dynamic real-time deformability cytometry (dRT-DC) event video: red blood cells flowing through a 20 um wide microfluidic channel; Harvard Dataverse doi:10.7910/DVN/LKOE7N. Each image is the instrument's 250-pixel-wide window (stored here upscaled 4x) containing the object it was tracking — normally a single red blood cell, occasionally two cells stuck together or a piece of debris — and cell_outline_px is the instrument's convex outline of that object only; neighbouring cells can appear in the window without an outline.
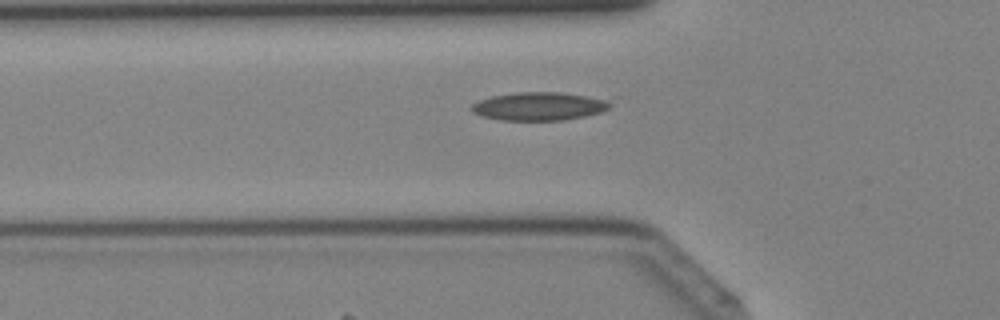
{"species": "Egyptian fruit bat (a non-hibernating species)", "species_latin": "Rousettus aegyptiacus", "temperature_condition": "cold", "stored_images_in_passage": 38, "camera_frame_rate_fps": 3000, "um_per_image_px": 0.085, "animal": {"sex": "female"}, "frame": {"image": 1, "passage_image": 11, "time_ms": 3.333, "image_size_px": [1000, 320], "cell_outline_px": [[616, 96], [612, 104], [608, 108], [600, 112], [584, 116], [564, 120], [500, 120], [480, 116], [472, 112], [468, 108], [472, 104], [480, 100], [492, 96], [516, 92], [564, 92]], "centroid_in_image_um": [45.99, 9.0], "position_along_channel_um": 79.8, "area_um2": 23.87}}
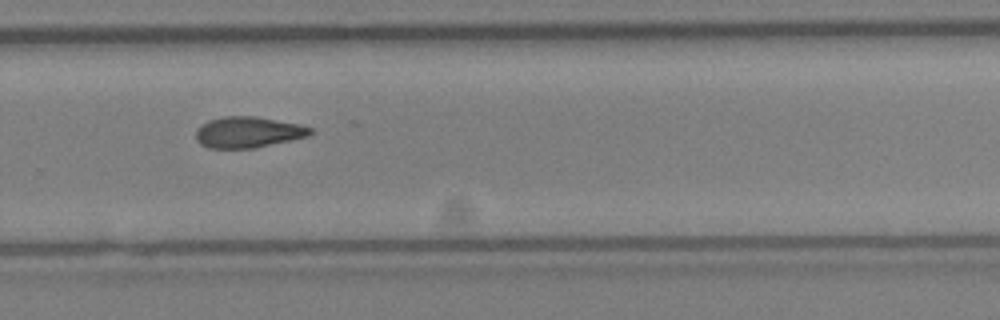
{"frame": {"image": 2, "passage_image": 25, "time_ms": 8.0, "image_size_px": [1000, 320], "cell_outline_px": [[312, 132], [308, 136], [252, 148], [208, 148], [200, 144], [196, 140], [196, 132], [200, 124], [208, 120], [224, 116], [256, 116], [300, 124], [312, 128]], "centroid_in_image_um": [21.05, 11.22], "position_along_channel_um": 308.8, "area_um2": 20.63}}
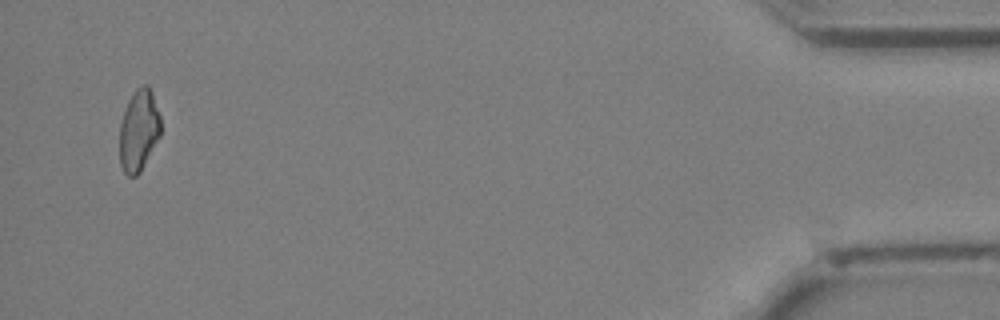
{"frame": {"image": 3, "passage_image": 37, "time_ms": 12.0, "image_size_px": [1000, 320], "cell_outline_px": [[160, 136], [140, 172], [136, 176], [128, 176], [124, 172], [120, 164], [120, 124], [128, 100], [136, 88], [144, 84], [148, 84], [152, 92], [160, 116]], "centroid_in_image_um": [11.8, 11.08], "position_along_channel_um": 423.4, "area_um2": 19.48}}